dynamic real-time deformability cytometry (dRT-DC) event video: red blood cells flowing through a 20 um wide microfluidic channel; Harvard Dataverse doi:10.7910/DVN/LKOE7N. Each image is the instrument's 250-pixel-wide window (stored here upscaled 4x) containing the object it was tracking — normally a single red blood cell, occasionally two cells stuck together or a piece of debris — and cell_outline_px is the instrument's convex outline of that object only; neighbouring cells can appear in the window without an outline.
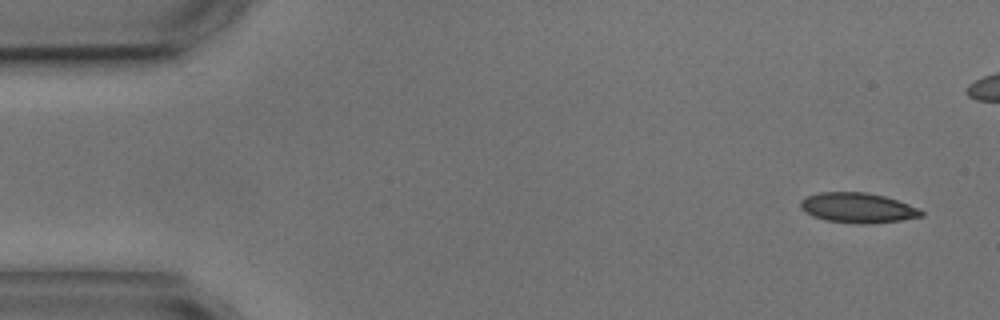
{"species": "common noctule bat (a hibernating species)", "species_latin": "Nyctalus noctula", "temperature_condition": "cold", "stored_images_in_passage": 7, "camera_frame_rate_fps": 3000, "um_per_image_px": 0.085, "animal": {"sex": "male", "body_mass_g": 17.9, "forearm_length_mm": 54.2}, "frame": {"image": 1, "passage_image": 1, "time_ms": 0.0, "image_size_px": [1000, 320], "cell_outline_px": [[924, 216], [900, 220], [864, 224], [856, 224], [824, 220], [812, 216], [804, 212], [800, 208], [800, 200], [808, 196], [820, 192], [868, 192], [884, 196], [908, 204], [924, 212]], "centroid_in_image_um": [72.86, 17.67], "position_along_channel_um": 12.1, "area_um2": 21.15}}